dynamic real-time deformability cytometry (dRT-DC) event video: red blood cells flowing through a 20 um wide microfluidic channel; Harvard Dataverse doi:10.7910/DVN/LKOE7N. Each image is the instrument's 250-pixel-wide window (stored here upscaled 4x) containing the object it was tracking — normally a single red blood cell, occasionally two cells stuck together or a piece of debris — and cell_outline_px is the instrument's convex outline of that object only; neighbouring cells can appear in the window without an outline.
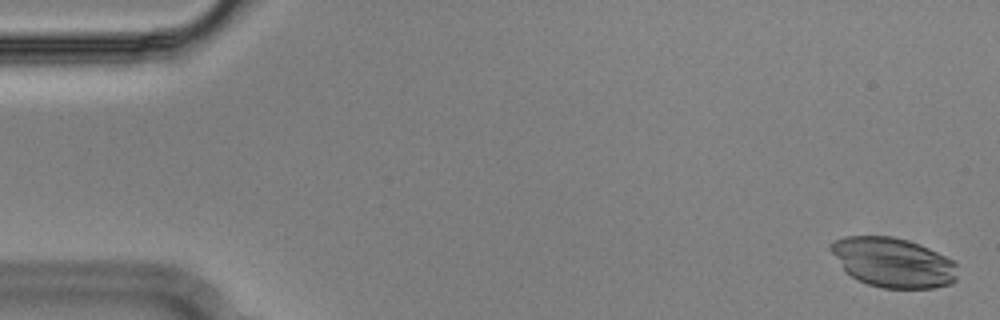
{"species": "Egyptian fruit bat (a non-hibernating species)", "species_latin": "Rousettus aegyptiacus", "temperature_condition": "cold", "stored_images_in_passage": 55, "camera_frame_rate_fps": 3000, "um_per_image_px": 0.085, "animal": {"sex": "male"}, "frame": {"image": 1, "passage_image": 2, "time_ms": 0.333, "image_size_px": [1000, 320], "cell_outline_px": [[956, 280], [952, 284], [932, 288], [880, 288], [856, 280], [844, 268], [828, 248], [836, 240], [844, 236], [892, 236], [908, 240], [920, 244], [952, 260], [956, 264]], "centroid_in_image_um": [75.92, 22.31], "position_along_channel_um": 9.1, "area_um2": 36.47}}
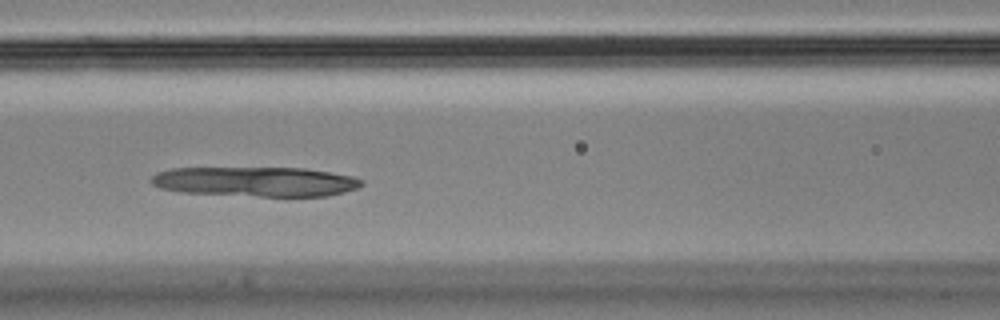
{"frame": {"image": 2, "passage_image": 24, "time_ms": 7.667, "image_size_px": [1000, 320], "cell_outline_px": [[364, 184], [356, 188], [344, 192], [328, 196], [260, 196], [180, 192], [160, 188], [152, 184], [148, 180], [156, 172], [172, 168], [304, 168], [352, 176], [364, 180]], "centroid_in_image_um": [21.7, 15.44], "position_along_channel_um": 144.9, "area_um2": 36.41}}